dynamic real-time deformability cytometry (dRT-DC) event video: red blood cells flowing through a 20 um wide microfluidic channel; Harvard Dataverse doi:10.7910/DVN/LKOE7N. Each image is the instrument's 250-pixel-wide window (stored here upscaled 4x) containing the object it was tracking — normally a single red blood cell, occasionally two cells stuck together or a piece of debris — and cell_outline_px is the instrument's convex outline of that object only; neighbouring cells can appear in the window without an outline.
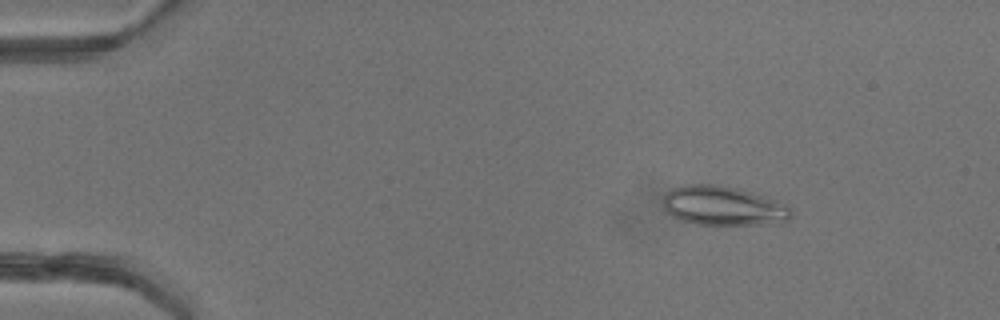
{"species": "common noctule bat (a hibernating species)", "species_latin": "Nyctalus noctula", "temperature_condition": "warm", "stored_images_in_passage": 50, "camera_frame_rate_fps": 3000, "um_per_image_px": 0.085, "animal": {"sex": "female"}, "frame": {"image": 1, "passage_image": 8, "time_ms": 2.333, "image_size_px": [1000, 320], "cell_outline_px": [[792, 216], [788, 220], [776, 224], [696, 224], [680, 220], [672, 216], [664, 208], [664, 196], [672, 188], [680, 184], [716, 184], [740, 188], [788, 204], [792, 208]], "centroid_in_image_um": [61.51, 17.48], "position_along_channel_um": 23.5, "area_um2": 29.65}}
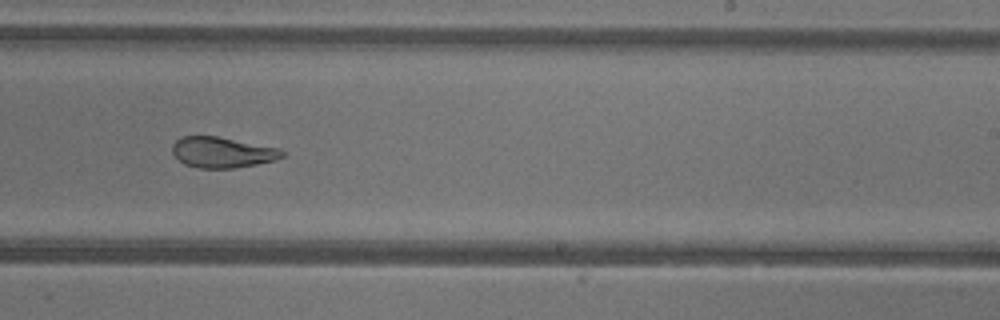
{"frame": {"image": 2, "passage_image": 32, "time_ms": 10.333, "image_size_px": [1000, 320], "cell_outline_px": [[284, 156], [276, 160], [236, 168], [196, 168], [184, 164], [172, 152], [172, 144], [180, 136], [216, 136], [276, 148], [284, 152]], "centroid_in_image_um": [18.85, 12.96], "position_along_channel_um": 270.2, "area_um2": 19.48}}
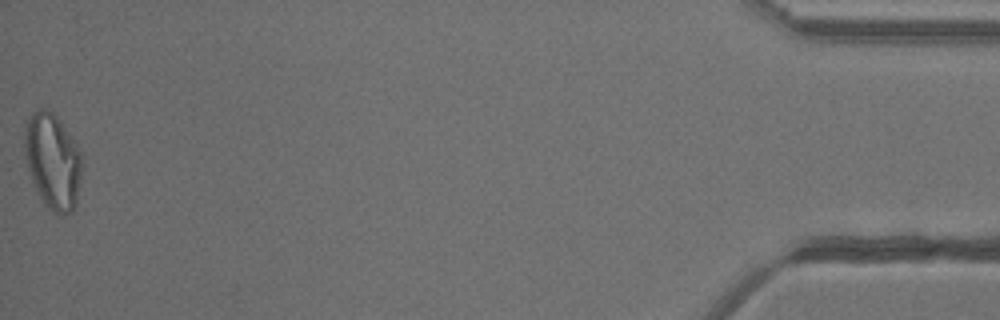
{"frame": {"image": 3, "passage_image": 50, "time_ms": 16.333, "image_size_px": [1000, 320], "cell_outline_px": [[80, 176], [76, 204], [72, 212], [52, 212], [44, 204], [36, 192], [32, 184], [24, 156], [24, 132], [28, 120], [32, 112], [40, 108], [44, 108], [52, 112], [60, 120], [80, 152]], "centroid_in_image_um": [4.43, 13.69], "position_along_channel_um": 430.8, "area_um2": 31.67}, "authors_computed_cell_mechanics": {"area_um2": 25.0274, "velocity_mm_per_s": 4.2645, "shape_relaxation_time_tau1_ms": null, "shape_relaxation_time_tau2_ms": 1.4831, "deformation_change_tau1": null, "deformation_change_tau2": 0.0679}}